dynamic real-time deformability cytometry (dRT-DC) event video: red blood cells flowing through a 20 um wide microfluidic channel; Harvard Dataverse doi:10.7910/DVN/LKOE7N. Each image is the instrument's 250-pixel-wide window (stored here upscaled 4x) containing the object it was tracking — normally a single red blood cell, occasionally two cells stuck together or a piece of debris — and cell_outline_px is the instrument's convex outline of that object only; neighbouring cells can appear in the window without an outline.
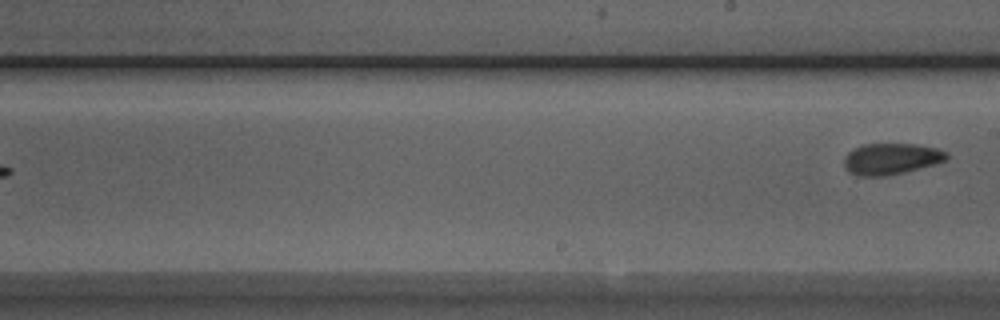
{"species": "Egyptian fruit bat (a non-hibernating species)", "species_latin": "Rousettus aegyptiacus", "temperature_condition": "room temperature", "stored_images_in_passage": 6, "segment_of_instrument_passage": [2, 2], "camera_frame_rate_fps": 3000, "um_per_image_px": 0.085, "animal": {"sex": "male"}, "frame": {"image": 1, "passage_image": 6, "time_ms": 5.667, "image_size_px": [1000, 320], "cell_outline_px": [[948, 156], [944, 160], [932, 164], [904, 172], [884, 176], [860, 176], [848, 172], [844, 164], [844, 156], [848, 152], [864, 144], [916, 144], [936, 148], [944, 152]], "centroid_in_image_um": [75.68, 13.5], "position_along_channel_um": 213.3, "area_um2": 18.32}}